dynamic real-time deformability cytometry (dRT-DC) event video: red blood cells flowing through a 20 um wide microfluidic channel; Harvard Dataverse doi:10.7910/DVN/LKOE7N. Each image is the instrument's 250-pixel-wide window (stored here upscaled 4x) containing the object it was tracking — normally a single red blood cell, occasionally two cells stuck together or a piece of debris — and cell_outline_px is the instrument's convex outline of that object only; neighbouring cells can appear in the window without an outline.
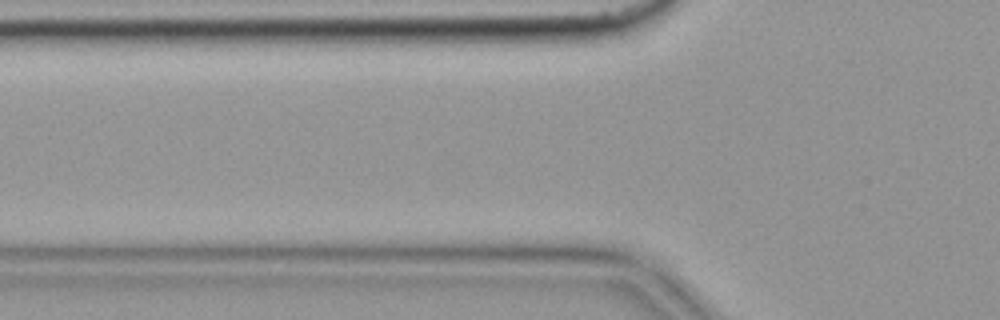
{"species": "common noctule bat (a hibernating species)", "species_latin": "Nyctalus noctula", "temperature_condition": "cold", "stored_images_in_passage": 3, "camera_frame_rate_fps": 3000, "um_per_image_px": 0.085, "animal": {"sex": "female", "body_mass_g": 19.9}, "frame": {"image": 1, "passage_image": 2, "time_ms": 0.333, "image_size_px": [1000, 320], "cell_outline_px": [[648, 296], [448, 276], [452, 272], [612, 276], [636, 284]], "centroid_in_image_um": [47.76, 23.93], "position_along_channel_um": 78.0, "area_um2": 14.91}}